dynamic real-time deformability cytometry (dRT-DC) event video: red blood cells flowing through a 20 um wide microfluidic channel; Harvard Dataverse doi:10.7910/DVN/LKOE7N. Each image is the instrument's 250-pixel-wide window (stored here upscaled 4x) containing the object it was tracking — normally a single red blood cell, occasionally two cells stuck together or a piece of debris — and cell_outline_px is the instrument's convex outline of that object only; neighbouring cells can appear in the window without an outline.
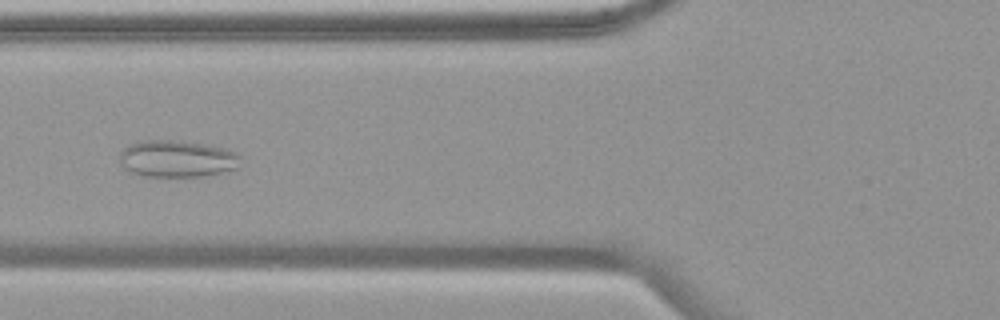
{"species": "common noctule bat (a hibernating species)", "species_latin": "Nyctalus noctula", "temperature_condition": "warm", "stored_images_in_passage": 55, "camera_frame_rate_fps": 3000, "um_per_image_px": 0.085, "animal": {"sex": "female", "body_mass_g": 19.9}, "frame": {"image": 1, "passage_image": 22, "time_ms": 7.0, "image_size_px": [1000, 320], "cell_outline_px": [[240, 156], [236, 168], [204, 176], [144, 176], [132, 172], [124, 168], [120, 164], [120, 152], [124, 148], [140, 140], [184, 140], [208, 144], [224, 148], [236, 152]], "centroid_in_image_um": [15.03, 13.47], "position_along_channel_um": 110.8, "area_um2": 26.01}}
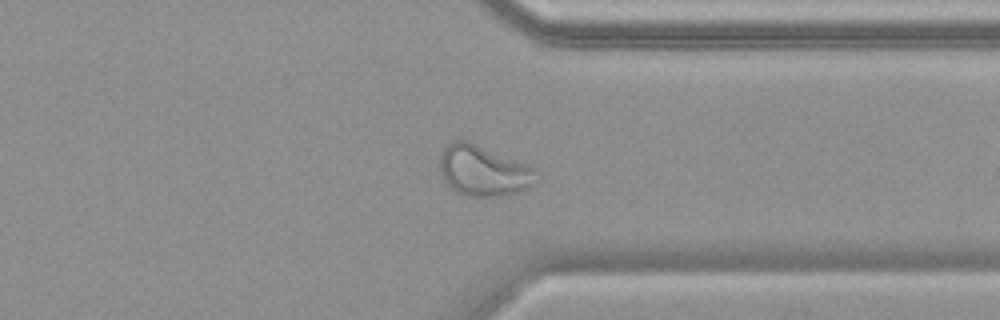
{"frame": {"image": 2, "passage_image": 43, "time_ms": 14.0, "image_size_px": [1000, 320], "cell_outline_px": [[536, 180], [528, 188], [520, 192], [500, 196], [468, 196], [456, 192], [444, 180], [440, 172], [440, 156], [444, 148], [448, 144], [456, 140], [468, 140], [528, 164], [536, 168]], "centroid_in_image_um": [41.1, 14.51], "position_along_channel_um": 370.3, "area_um2": 28.55}}
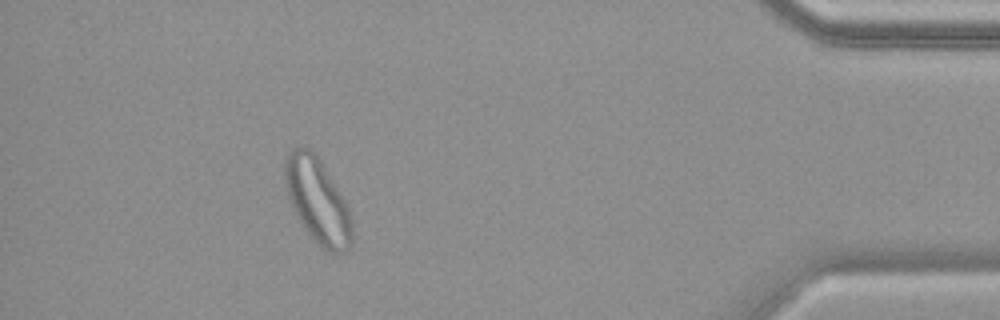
{"frame": {"image": 3, "passage_image": 50, "time_ms": 16.333, "image_size_px": [1000, 320], "cell_outline_px": [[352, 244], [348, 252], [328, 252], [316, 244], [304, 228], [288, 196], [284, 176], [284, 160], [288, 152], [292, 148], [312, 148], [316, 152], [344, 200], [348, 208], [352, 220]], "centroid_in_image_um": [27.0, 17.07], "position_along_channel_um": 408.2, "area_um2": 33.18}}